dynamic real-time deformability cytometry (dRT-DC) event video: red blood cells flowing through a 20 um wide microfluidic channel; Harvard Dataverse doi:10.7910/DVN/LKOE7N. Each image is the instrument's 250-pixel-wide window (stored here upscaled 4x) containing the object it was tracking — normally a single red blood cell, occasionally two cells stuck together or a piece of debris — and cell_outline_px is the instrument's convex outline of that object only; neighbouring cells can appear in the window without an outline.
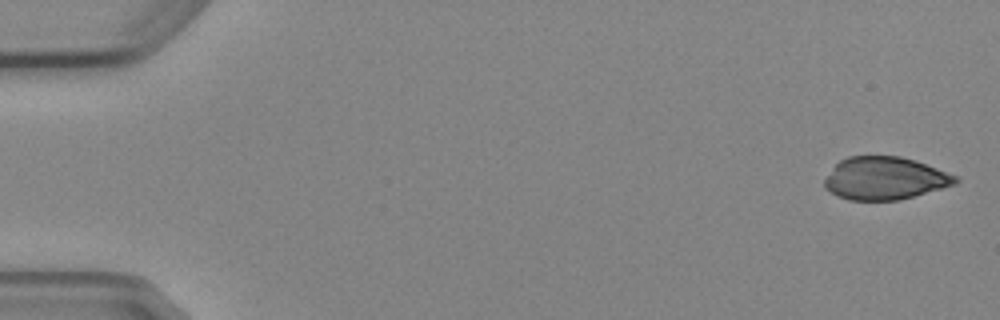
{"species": "Egyptian fruit bat (a non-hibernating species)", "species_latin": "Rousettus aegyptiacus", "temperature_condition": "cold", "stored_images_in_passage": 6, "camera_frame_rate_fps": 3000, "um_per_image_px": 0.085, "animal": {"sex": "female"}, "frame": {"image": 1, "passage_image": 1, "time_ms": 0.0, "image_size_px": [1000, 320], "cell_outline_px": [[960, 180], [956, 184], [900, 200], [848, 200], [836, 196], [824, 188], [824, 180], [832, 168], [840, 160], [848, 156], [900, 156], [916, 160], [960, 176]], "centroid_in_image_um": [75.23, 15.15], "position_along_channel_um": 9.8, "area_um2": 32.95}}
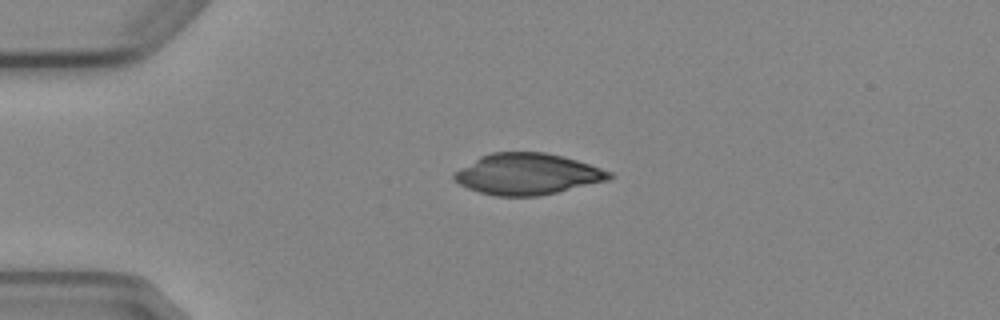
{"frame": {"image": 2, "passage_image": 4, "time_ms": 3.667, "image_size_px": [1000, 320], "cell_outline_px": [[612, 176], [608, 180], [556, 192], [536, 196], [496, 196], [480, 192], [468, 188], [452, 180], [452, 172], [480, 156], [492, 152], [544, 152], [576, 160], [612, 172]], "centroid_in_image_um": [44.76, 14.79], "position_along_channel_um": 40.2, "area_um2": 36.99}}